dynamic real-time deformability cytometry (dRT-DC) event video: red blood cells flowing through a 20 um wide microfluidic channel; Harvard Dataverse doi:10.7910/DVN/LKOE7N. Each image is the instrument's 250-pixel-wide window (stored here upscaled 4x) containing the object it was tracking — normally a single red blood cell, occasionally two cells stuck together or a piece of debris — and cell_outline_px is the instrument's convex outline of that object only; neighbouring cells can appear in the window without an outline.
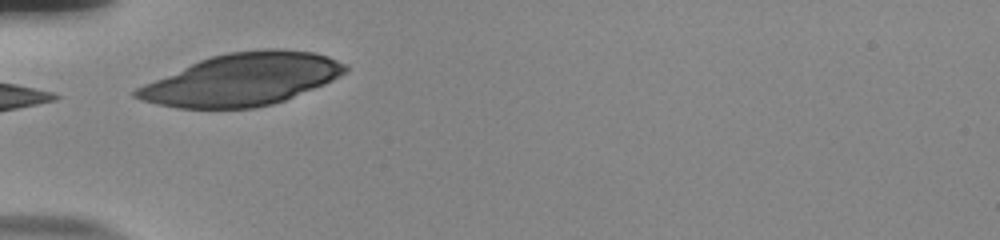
{"species": "human", "species_latin": "Homo sapiens", "temperature_condition": "room temperature", "stored_images_in_passage": 24, "camera_frame_rate_fps": 3000, "um_per_image_px": 0.085, "donor": {"sex": "male"}, "frame": {"image": 1, "passage_image": 1, "time_ms": 0.0, "image_size_px": [1000, 240], "cell_outline_px": [[348, 68], [340, 76], [324, 84], [284, 100], [272, 104], [256, 108], [176, 108], [156, 104], [140, 100], [132, 96], [132, 92], [136, 88], [144, 84], [200, 60], [212, 56], [228, 52], [264, 48], [280, 48], [312, 52], [328, 56], [344, 64]], "centroid_in_image_um": [20.56, 6.76], "position_along_channel_um": 64.4, "area_um2": 63.12}}